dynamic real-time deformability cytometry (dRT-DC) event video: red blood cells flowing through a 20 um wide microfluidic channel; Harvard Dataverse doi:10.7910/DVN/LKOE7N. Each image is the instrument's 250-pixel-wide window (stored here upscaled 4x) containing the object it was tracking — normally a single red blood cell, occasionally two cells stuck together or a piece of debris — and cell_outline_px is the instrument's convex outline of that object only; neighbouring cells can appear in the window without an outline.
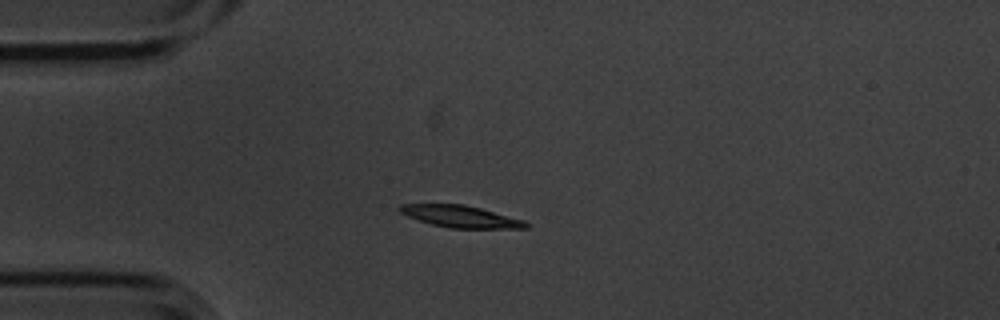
{"species": "common noctule bat (a hibernating species)", "species_latin": "Nyctalus noctula", "temperature_condition": "cold", "stored_images_in_passage": 6, "camera_frame_rate_fps": 3000, "um_per_image_px": 0.085, "animal": {"sex": "male", "body_mass_g": 20.1, "forearm_length_mm": 53.5}, "frame": {"image": 1, "passage_image": 4, "time_ms": 1.0, "image_size_px": [1000, 320], "cell_outline_px": [[532, 224], [528, 228], [452, 228], [432, 224], [408, 216], [400, 212], [396, 208], [400, 204], [464, 204], [480, 208], [524, 220]], "centroid_in_image_um": [39.18, 18.4], "position_along_channel_um": 45.8, "area_um2": 16.01}}
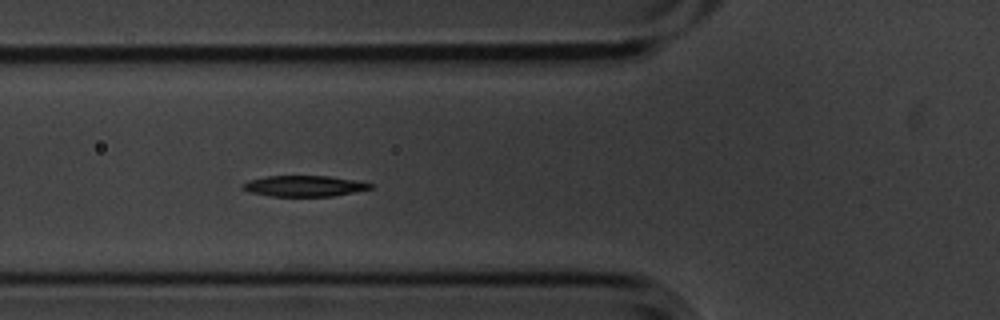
{"frame": {"image": 2, "passage_image": 6, "time_ms": 1.667, "image_size_px": [1000, 320], "cell_outline_px": [[376, 184], [372, 188], [332, 196], [272, 196], [248, 192], [240, 188], [240, 184], [248, 180], [268, 176], [328, 176], [356, 180]], "centroid_in_image_um": [25.82, 15.8], "position_along_channel_um": 100.0, "area_um2": 15.61}}